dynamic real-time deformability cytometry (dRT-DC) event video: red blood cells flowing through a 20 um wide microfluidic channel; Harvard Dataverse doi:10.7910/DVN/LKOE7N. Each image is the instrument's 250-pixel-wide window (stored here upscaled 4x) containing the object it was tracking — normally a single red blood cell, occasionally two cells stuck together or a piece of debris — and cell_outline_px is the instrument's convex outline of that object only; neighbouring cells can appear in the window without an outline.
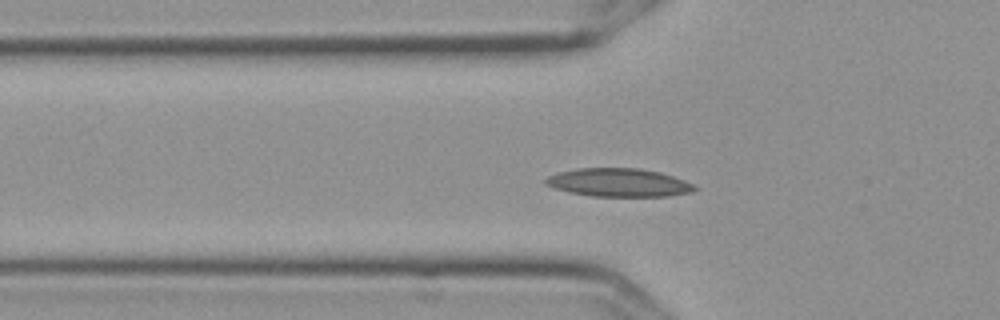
{"species": "Egyptian fruit bat (a non-hibernating species)", "species_latin": "Rousettus aegyptiacus", "temperature_condition": "cold", "stored_images_in_passage": 43, "camera_frame_rate_fps": 3000, "um_per_image_px": 0.085, "frame": {"image": 1, "passage_image": 4, "time_ms": 1.0, "image_size_px": [1000, 320], "cell_outline_px": [[700, 188], [692, 192], [668, 196], [592, 196], [568, 192], [552, 188], [544, 184], [544, 180], [548, 176], [560, 172], [576, 168], [640, 168], [660, 172], [684, 180]], "centroid_in_image_um": [52.57, 15.52], "position_along_channel_um": 73.2, "area_um2": 24.68}}
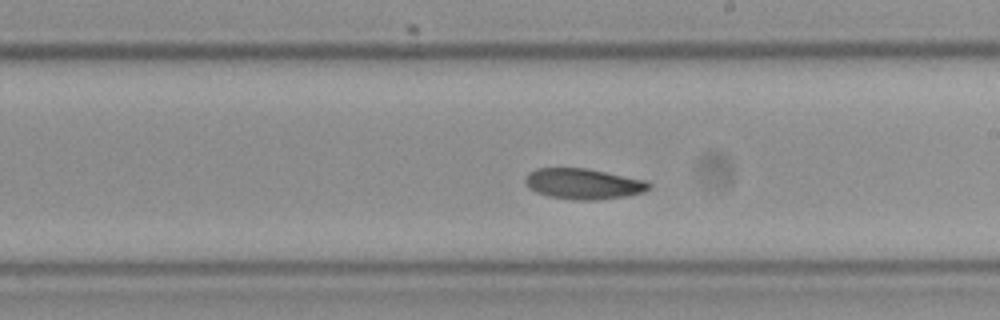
{"frame": {"image": 2, "passage_image": 18, "time_ms": 5.667, "image_size_px": [1000, 320], "cell_outline_px": [[652, 188], [644, 192], [628, 196], [600, 200], [576, 200], [548, 196], [536, 192], [528, 188], [524, 180], [536, 168], [584, 168], [648, 180], [652, 184]], "centroid_in_image_um": [49.66, 15.64], "position_along_channel_um": 239.3, "area_um2": 22.25}}
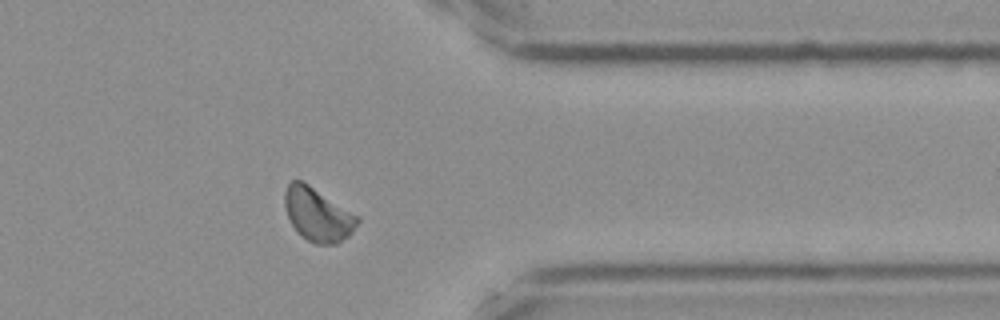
{"frame": {"image": 3, "passage_image": 31, "time_ms": 10.0, "image_size_px": [1000, 320], "cell_outline_px": [[360, 220], [352, 232], [348, 236], [336, 244], [316, 244], [308, 240], [292, 224], [284, 208], [284, 192], [288, 184], [292, 180], [300, 180], [308, 184], [360, 216]], "centroid_in_image_um": [27.02, 18.22], "position_along_channel_um": 384.4, "area_um2": 22.43}}